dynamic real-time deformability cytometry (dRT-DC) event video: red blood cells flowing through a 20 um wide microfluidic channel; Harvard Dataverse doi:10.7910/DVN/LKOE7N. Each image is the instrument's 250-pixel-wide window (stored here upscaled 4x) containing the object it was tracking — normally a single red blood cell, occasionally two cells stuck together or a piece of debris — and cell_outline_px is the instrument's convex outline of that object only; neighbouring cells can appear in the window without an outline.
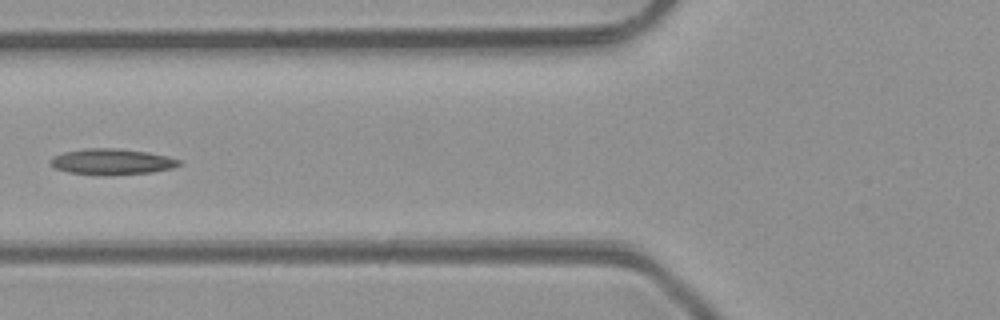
{"species": "common noctule bat (a hibernating species)", "species_latin": "Nyctalus noctula", "temperature_condition": "room temperature", "stored_images_in_passage": 5, "camera_frame_rate_fps": 3000, "um_per_image_px": 0.085, "animal": {"sex": "male", "body_mass_g": 23.1, "forearm_length_mm": 52.7}, "frame": {"image": 1, "passage_image": 4, "time_ms": 4.333, "image_size_px": [1000, 320], "cell_outline_px": [[180, 164], [172, 168], [152, 172], [112, 176], [104, 176], [68, 172], [52, 168], [48, 160], [52, 156], [64, 152], [84, 148], [116, 148], [148, 152], [168, 156], [180, 160]], "centroid_in_image_um": [9.45, 13.75], "position_along_channel_um": 116.4, "area_um2": 19.83}}
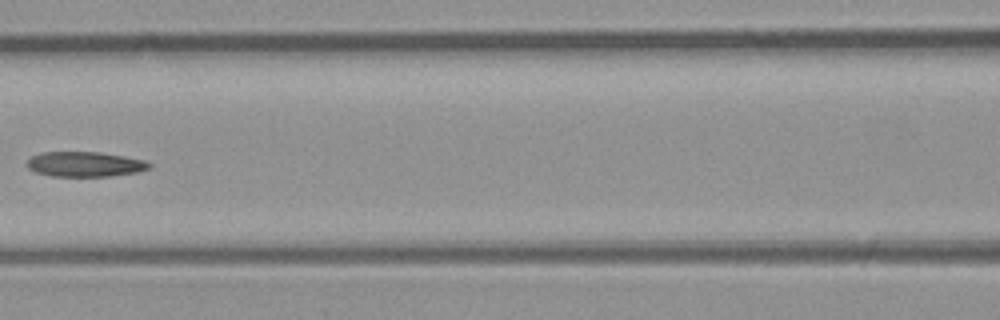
{"frame": {"image": 2, "passage_image": 5, "time_ms": 5.333, "image_size_px": [1000, 320], "cell_outline_px": [[152, 168], [136, 172], [108, 176], [52, 176], [36, 172], [28, 168], [28, 160], [32, 156], [40, 152], [100, 152], [124, 156], [144, 160], [152, 164]], "centroid_in_image_um": [7.24, 13.95], "position_along_channel_um": 159.4, "area_um2": 17.74}}